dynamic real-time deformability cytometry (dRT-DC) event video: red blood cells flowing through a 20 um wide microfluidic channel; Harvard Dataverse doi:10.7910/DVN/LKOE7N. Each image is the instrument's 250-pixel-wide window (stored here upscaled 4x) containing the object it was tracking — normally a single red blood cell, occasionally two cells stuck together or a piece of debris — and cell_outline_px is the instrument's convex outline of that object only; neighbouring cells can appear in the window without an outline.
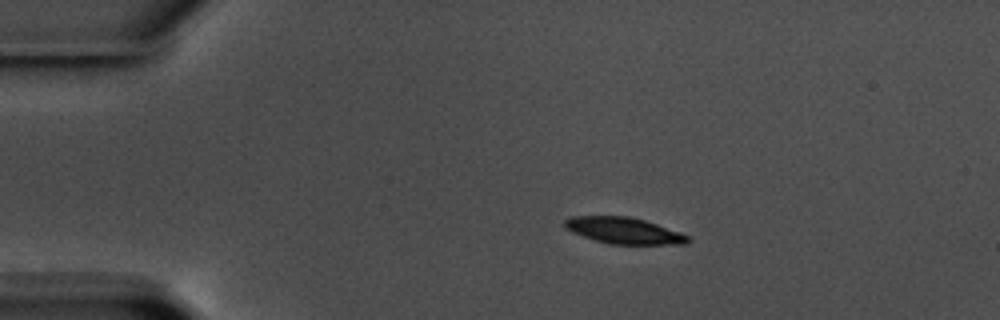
{"species": "common noctule bat (a hibernating species)", "species_latin": "Nyctalus noctula", "temperature_condition": "warm", "stored_images_in_passage": 47, "camera_frame_rate_fps": 3000, "um_per_image_px": 0.085, "animal": {"sex": "male", "body_mass_g": 17.5, "forearm_length_mm": 52.3}, "frame": {"image": 1, "passage_image": 1, "time_ms": 0.0, "image_size_px": [1000, 320], "cell_outline_px": [[692, 240], [688, 244], [608, 244], [572, 232], [564, 228], [564, 220], [572, 216], [628, 216], [644, 220], [680, 232], [688, 236]], "centroid_in_image_um": [53.03, 19.6], "position_along_channel_um": 32.0, "area_um2": 18.84}}
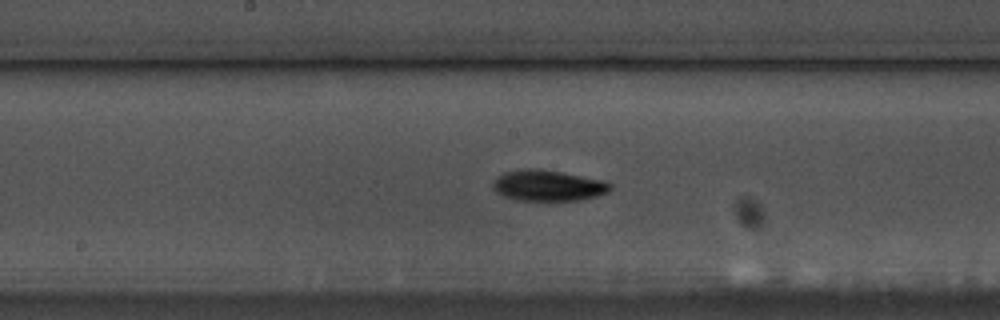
{"frame": {"image": 2, "passage_image": 20, "time_ms": 6.333, "image_size_px": [1000, 320], "cell_outline_px": [[612, 188], [608, 192], [596, 196], [580, 200], [516, 200], [504, 196], [496, 192], [492, 188], [492, 180], [504, 172], [524, 168], [536, 168], [560, 172], [604, 180], [612, 184]], "centroid_in_image_um": [46.56, 15.76], "position_along_channel_um": 201.6, "area_um2": 21.21}}
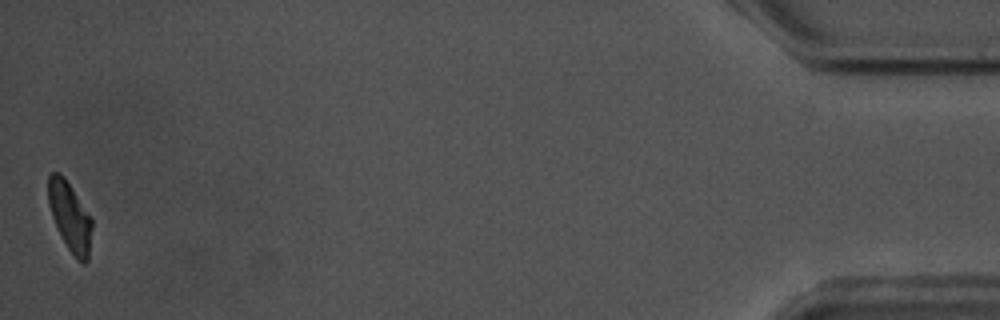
{"frame": {"image": 3, "passage_image": 47, "time_ms": 15.333, "image_size_px": [1000, 320], "cell_outline_px": [[92, 228], [88, 260], [84, 264], [68, 248], [52, 216], [48, 204], [48, 176], [52, 172], [60, 172], [92, 220]], "centroid_in_image_um": [5.93, 18.4], "position_along_channel_um": 429.3, "area_um2": 16.82}, "authors_computed_cell_mechanics": {"area_um2": 19.4786, "velocity_mm_per_s": 3.5473, "shape_relaxation_time_tau1_ms": 2.0845, "shape_relaxation_time_tau2_ms": null, "deformation_change_tau1": 0.0921, "deformation_change_tau2": null}}